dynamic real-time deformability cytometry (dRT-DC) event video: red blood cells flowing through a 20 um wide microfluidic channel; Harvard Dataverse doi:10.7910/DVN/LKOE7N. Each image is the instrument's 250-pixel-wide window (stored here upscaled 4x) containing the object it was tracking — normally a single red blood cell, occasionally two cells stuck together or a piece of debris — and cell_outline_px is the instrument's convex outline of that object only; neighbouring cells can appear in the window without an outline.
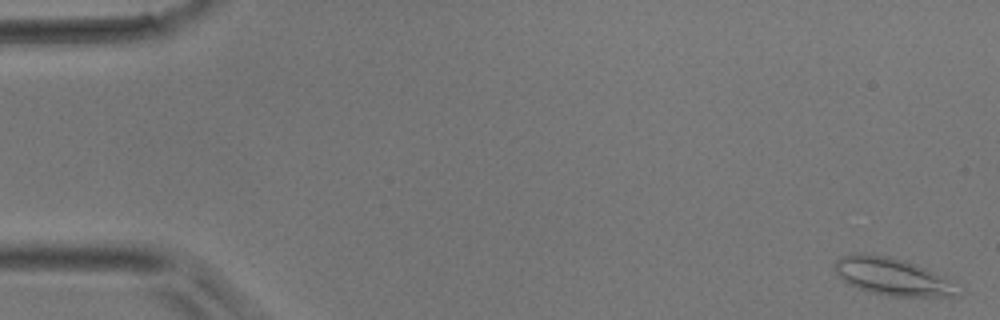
{"species": "common noctule bat (a hibernating species)", "species_latin": "Nyctalus noctula", "temperature_condition": "room temperature", "stored_images_in_passage": 28, "camera_frame_rate_fps": 3000, "um_per_image_px": 0.085, "animal": {"sex": "male", "body_mass_g": 17.9}, "frame": {"image": 1, "passage_image": 1, "time_ms": 0.0, "image_size_px": [1000, 320], "cell_outline_px": [[960, 292], [948, 296], [892, 296], [868, 292], [848, 284], [836, 272], [832, 264], [836, 260], [844, 256], [860, 252], [884, 256], [904, 260], [916, 264], [944, 276], [960, 284]], "centroid_in_image_um": [75.87, 23.51], "position_along_channel_um": 9.1, "area_um2": 26.82}}
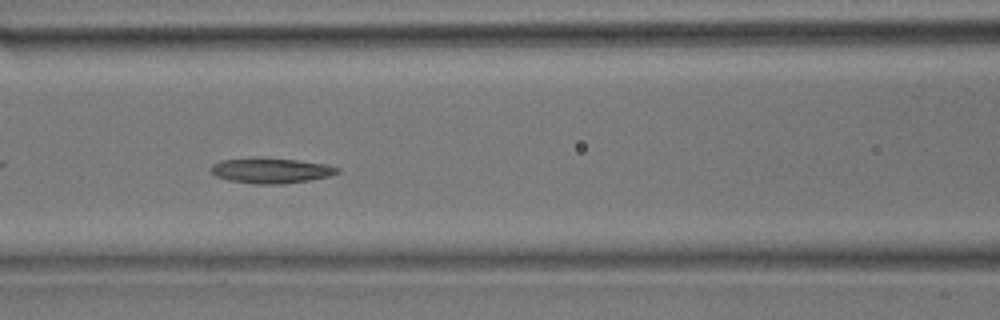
{"frame": {"image": 2, "passage_image": 21, "time_ms": 6.667, "image_size_px": [1000, 320], "cell_outline_px": [[340, 172], [328, 176], [308, 180], [284, 184], [252, 184], [228, 180], [216, 176], [212, 172], [212, 164], [220, 160], [256, 156], [260, 156], [296, 160], [328, 164], [340, 168]], "centroid_in_image_um": [23.02, 14.47], "position_along_channel_um": 143.6, "area_um2": 19.02}}
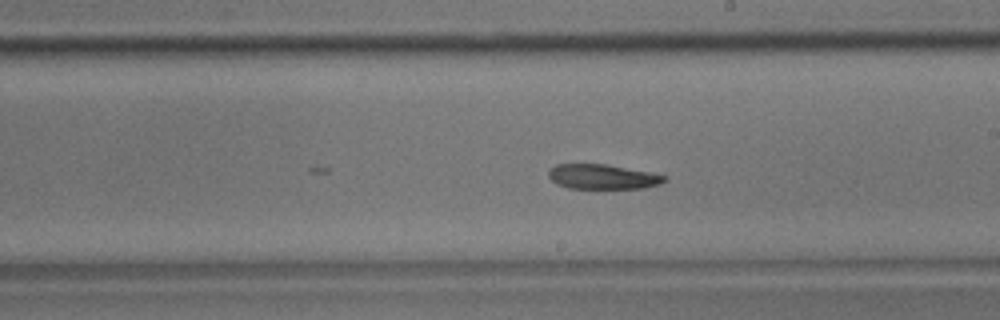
{"frame": {"image": 3, "passage_image": 28, "time_ms": 9.0, "image_size_px": [1000, 320], "cell_outline_px": [[668, 180], [660, 184], [644, 188], [568, 188], [556, 184], [548, 176], [548, 172], [556, 164], [604, 164], [648, 172], [668, 176]], "centroid_in_image_um": [51.23, 15.03], "position_along_channel_um": 237.8, "area_um2": 16.65}}